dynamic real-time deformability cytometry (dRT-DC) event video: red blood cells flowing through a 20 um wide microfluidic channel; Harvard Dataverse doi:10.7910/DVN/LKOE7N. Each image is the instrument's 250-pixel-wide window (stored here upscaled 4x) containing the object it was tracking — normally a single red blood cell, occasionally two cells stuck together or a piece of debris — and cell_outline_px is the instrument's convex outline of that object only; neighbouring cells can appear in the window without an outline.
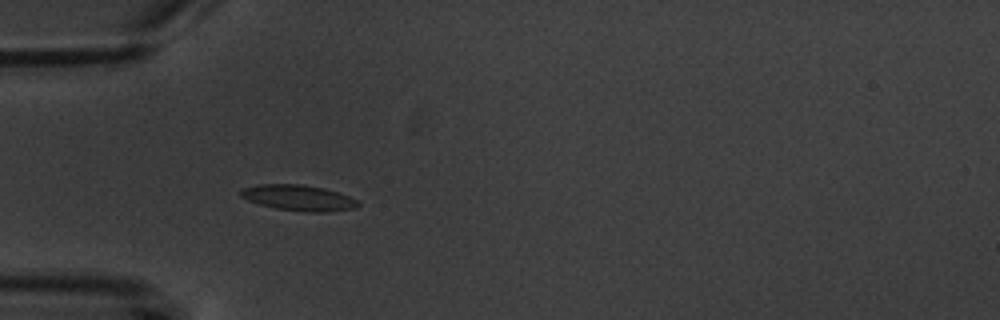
{"species": "common noctule bat (a hibernating species)", "species_latin": "Nyctalus noctula", "temperature_condition": "warm", "stored_images_in_passage": 5, "camera_frame_rate_fps": 3000, "um_per_image_px": 0.085, "animal": {"sex": "male", "body_mass_g": 20.1, "forearm_length_mm": 53.5}, "frame": {"image": 1, "passage_image": 4, "time_ms": 3.667, "image_size_px": [1000, 320], "cell_outline_px": [[360, 204], [356, 208], [328, 212], [312, 212], [276, 208], [260, 204], [248, 200], [240, 196], [240, 188], [256, 184], [304, 184], [324, 188], [348, 196], [356, 200]], "centroid_in_image_um": [25.35, 16.8], "position_along_channel_um": 59.7, "area_um2": 17.57}}